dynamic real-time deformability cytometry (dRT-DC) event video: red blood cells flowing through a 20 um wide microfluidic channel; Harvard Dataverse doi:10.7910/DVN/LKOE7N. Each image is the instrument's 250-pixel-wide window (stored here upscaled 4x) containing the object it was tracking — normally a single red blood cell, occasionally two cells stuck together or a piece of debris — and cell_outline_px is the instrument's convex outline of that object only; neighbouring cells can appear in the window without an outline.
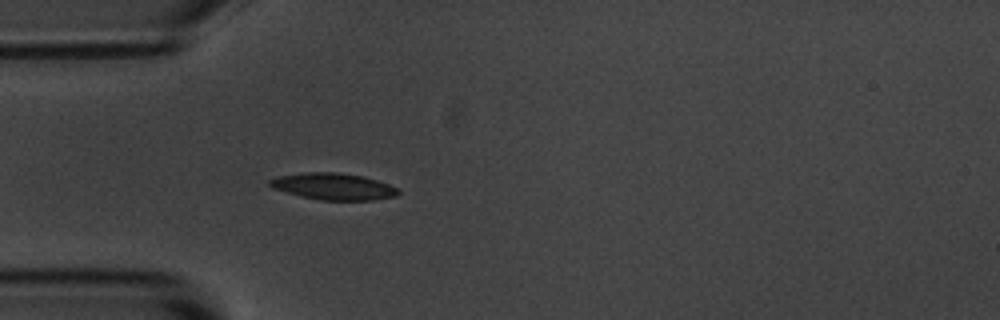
{"species": "common noctule bat (a hibernating species)", "species_latin": "Nyctalus noctula", "temperature_condition": "room temperature", "stored_images_in_passage": 3, "camera_frame_rate_fps": 3000, "um_per_image_px": 0.085, "animal": {"sex": "male", "body_mass_g": 20.1, "forearm_length_mm": 53.5}, "frame": {"image": 1, "passage_image": 3, "time_ms": 3.333, "image_size_px": [1000, 320], "cell_outline_px": [[400, 192], [396, 196], [372, 200], [320, 200], [300, 196], [272, 188], [268, 184], [268, 180], [276, 176], [304, 172], [336, 172], [364, 176], [388, 184], [396, 188]], "centroid_in_image_um": [28.29, 15.84], "position_along_channel_um": 56.7, "area_um2": 20.0}}